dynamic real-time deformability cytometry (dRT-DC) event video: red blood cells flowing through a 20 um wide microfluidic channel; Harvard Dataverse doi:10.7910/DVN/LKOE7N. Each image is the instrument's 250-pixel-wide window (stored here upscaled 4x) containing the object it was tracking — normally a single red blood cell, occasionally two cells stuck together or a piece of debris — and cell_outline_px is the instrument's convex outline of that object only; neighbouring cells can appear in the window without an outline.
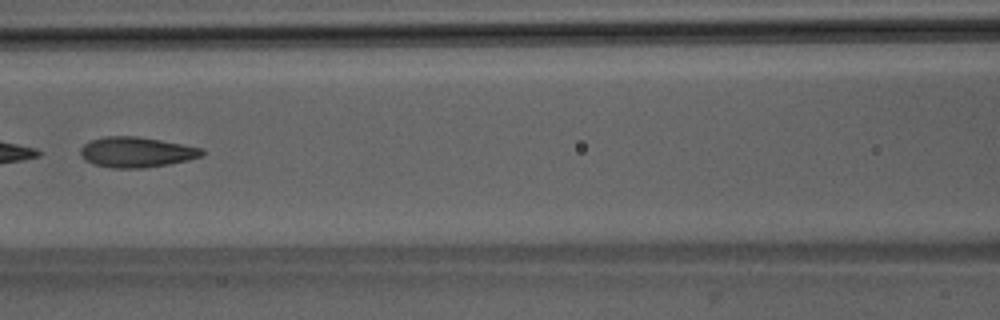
{"species": "Egyptian fruit bat (a non-hibernating species)", "species_latin": "Rousettus aegyptiacus", "temperature_condition": "room temperature", "stored_images_in_passage": 8, "camera_frame_rate_fps": 3000, "um_per_image_px": 0.085, "animal": {"sex": "male"}, "frame": {"image": 1, "passage_image": 7, "time_ms": 7.0, "image_size_px": [1000, 320], "cell_outline_px": [[204, 152], [200, 156], [188, 160], [168, 164], [144, 168], [112, 168], [92, 164], [84, 160], [80, 156], [80, 148], [84, 144], [92, 140], [108, 136], [136, 136], [160, 140], [204, 148]], "centroid_in_image_um": [11.57, 12.94], "position_along_channel_um": 155.0, "area_um2": 21.5}}